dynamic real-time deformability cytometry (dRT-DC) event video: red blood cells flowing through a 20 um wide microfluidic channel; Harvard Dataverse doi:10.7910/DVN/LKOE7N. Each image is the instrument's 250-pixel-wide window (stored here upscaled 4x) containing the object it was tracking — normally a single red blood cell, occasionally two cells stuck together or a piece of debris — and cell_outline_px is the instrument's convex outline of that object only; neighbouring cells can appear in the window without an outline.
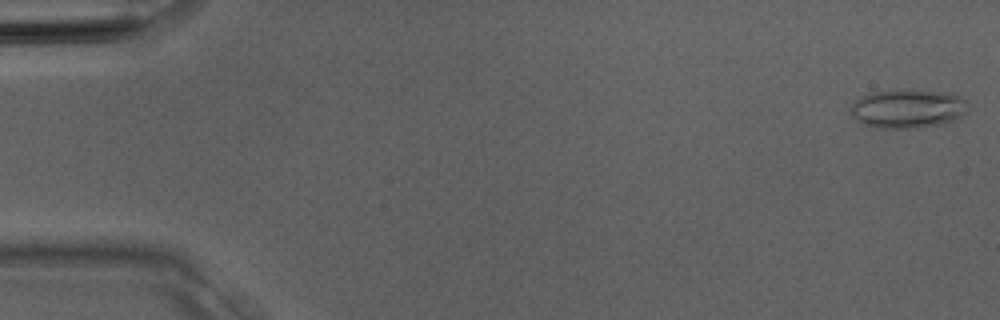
{"species": "Egyptian fruit bat (a non-hibernating species)", "species_latin": "Rousettus aegyptiacus", "temperature_condition": "room temperature", "stored_images_in_passage": 4, "camera_frame_rate_fps": 3000, "um_per_image_px": 0.085, "animal": {"sex": "male"}, "frame": {"image": 1, "passage_image": 1, "time_ms": 0.0, "image_size_px": [1000, 320], "cell_outline_px": [[968, 112], [956, 120], [944, 124], [916, 128], [876, 128], [864, 124], [852, 116], [848, 112], [852, 104], [860, 96], [868, 92], [904, 88], [908, 88], [952, 92], [968, 100]], "centroid_in_image_um": [77.2, 9.2], "position_along_channel_um": 7.8, "area_um2": 27.74}}